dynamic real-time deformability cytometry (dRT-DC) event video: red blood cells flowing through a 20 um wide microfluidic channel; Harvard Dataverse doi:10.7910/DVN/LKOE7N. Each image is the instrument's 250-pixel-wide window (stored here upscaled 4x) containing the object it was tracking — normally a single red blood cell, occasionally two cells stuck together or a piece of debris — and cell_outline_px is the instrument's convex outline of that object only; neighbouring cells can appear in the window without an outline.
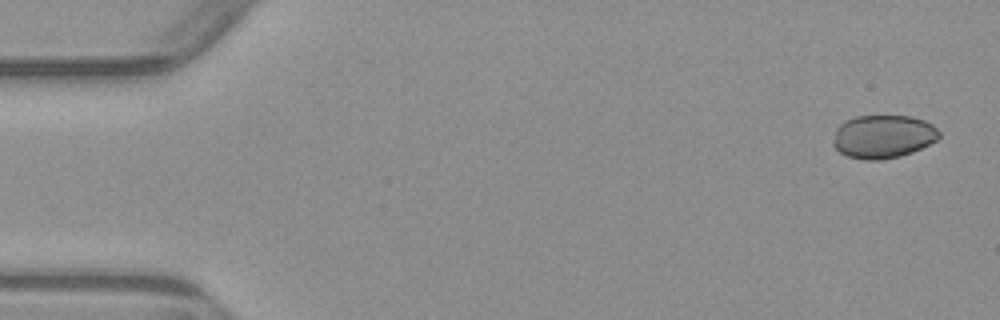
{"species": "common noctule bat (a hibernating species)", "species_latin": "Nyctalus noctula", "temperature_condition": "warm", "stored_images_in_passage": 5, "camera_frame_rate_fps": 3000, "um_per_image_px": 0.085, "animal": {"sex": "male", "body_mass_g": 23.1, "forearm_length_mm": 52.7}, "frame": {"image": 1, "passage_image": 1, "time_ms": 0.0, "image_size_px": [1000, 320], "cell_outline_px": [[940, 136], [936, 140], [912, 152], [900, 156], [880, 160], [864, 160], [848, 156], [840, 152], [832, 144], [836, 128], [844, 120], [856, 116], [912, 116], [924, 120], [932, 124], [940, 132]], "centroid_in_image_um": [75.05, 11.6], "position_along_channel_um": 10.0, "area_um2": 26.76}}
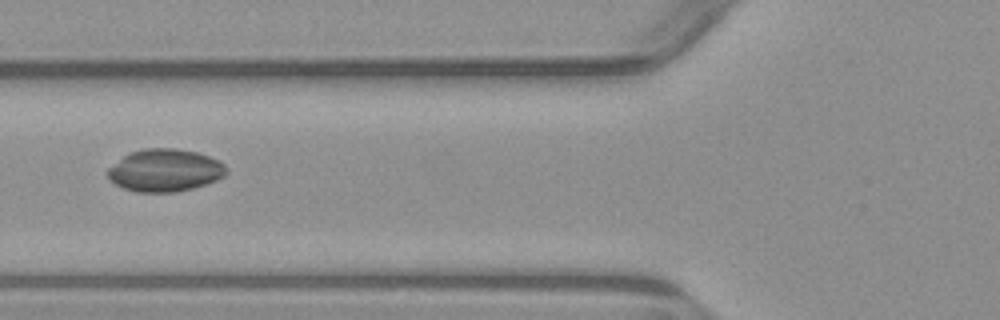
{"frame": {"image": 2, "passage_image": 5, "time_ms": 6.0, "image_size_px": [1000, 320], "cell_outline_px": [[228, 172], [224, 176], [216, 180], [192, 188], [176, 192], [136, 192], [124, 188], [108, 180], [108, 168], [128, 152], [144, 148], [176, 148], [196, 152], [220, 160], [224, 164]], "centroid_in_image_um": [14.01, 14.47], "position_along_channel_um": 111.8, "area_um2": 29.48}}